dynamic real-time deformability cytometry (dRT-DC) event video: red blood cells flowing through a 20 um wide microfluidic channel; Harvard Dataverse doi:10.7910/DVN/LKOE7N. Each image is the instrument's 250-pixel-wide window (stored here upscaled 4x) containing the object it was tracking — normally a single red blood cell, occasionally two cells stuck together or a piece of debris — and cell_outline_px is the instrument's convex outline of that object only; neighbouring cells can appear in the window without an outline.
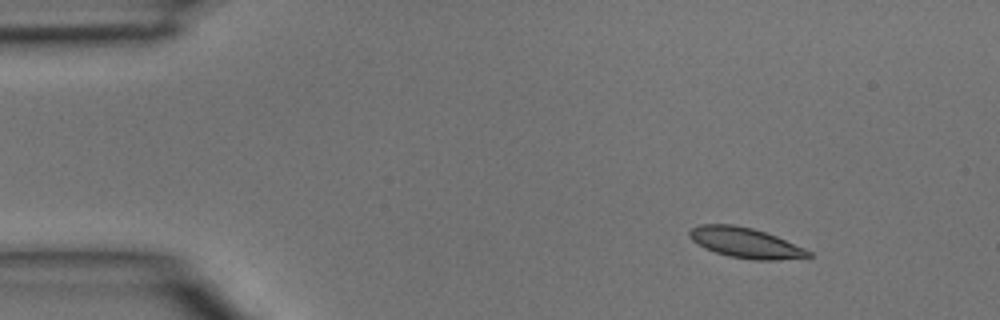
{"species": "common noctule bat (a hibernating species)", "species_latin": "Nyctalus noctula", "temperature_condition": "room temperature", "stored_images_in_passage": 3, "camera_frame_rate_fps": 3000, "um_per_image_px": 0.085, "animal": {"sex": "male", "body_mass_g": 15.6}, "frame": {"image": 1, "passage_image": 1, "time_ms": 0.0, "image_size_px": [1000, 320], "cell_outline_px": [[812, 256], [776, 260], [752, 260], [728, 256], [704, 248], [692, 240], [688, 236], [688, 232], [692, 228], [700, 224], [732, 224], [752, 228], [776, 236], [804, 248], [812, 252]], "centroid_in_image_um": [63.33, 20.63], "position_along_channel_um": 21.7, "area_um2": 20.87}}
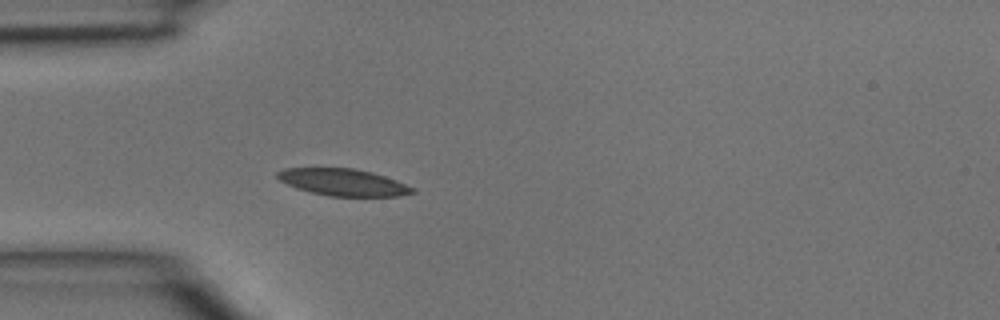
{"frame": {"image": 2, "passage_image": 3, "time_ms": 0.667, "image_size_px": [1000, 320], "cell_outline_px": [[416, 192], [400, 196], [328, 196], [296, 188], [280, 180], [276, 176], [276, 172], [284, 168], [356, 168], [372, 172], [396, 180], [416, 188]], "centroid_in_image_um": [29.19, 15.49], "position_along_channel_um": 55.8, "area_um2": 21.21}}